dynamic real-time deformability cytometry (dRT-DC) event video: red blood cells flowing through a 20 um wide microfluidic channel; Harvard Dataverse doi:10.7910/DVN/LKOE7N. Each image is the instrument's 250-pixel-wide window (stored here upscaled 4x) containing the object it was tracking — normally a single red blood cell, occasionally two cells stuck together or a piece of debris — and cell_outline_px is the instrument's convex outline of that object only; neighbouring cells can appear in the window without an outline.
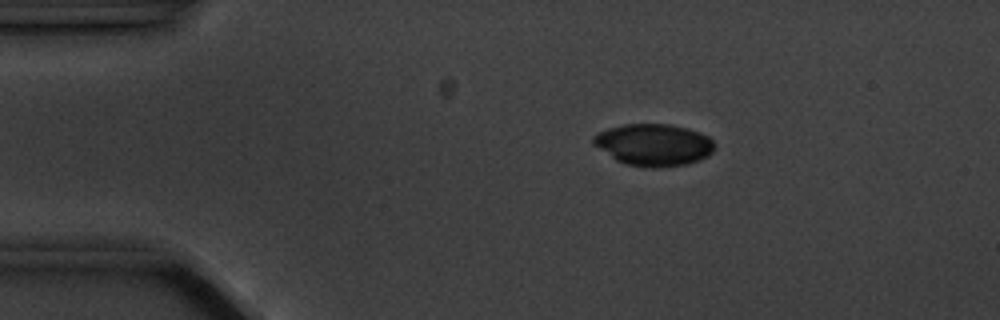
{"species": "common noctule bat (a hibernating species)", "species_latin": "Nyctalus noctula", "temperature_condition": "cold", "stored_images_in_passage": 6, "camera_frame_rate_fps": 3000, "um_per_image_px": 0.085, "animal": {"sex": "male", "body_mass_g": 20.1, "forearm_length_mm": 53.5}, "frame": {"image": 1, "passage_image": 3, "time_ms": 2.333, "image_size_px": [1000, 320], "cell_outline_px": [[716, 144], [712, 152], [708, 156], [700, 160], [688, 164], [656, 168], [652, 168], [624, 164], [616, 160], [592, 144], [592, 136], [608, 128], [624, 124], [668, 124], [684, 128], [708, 136]], "centroid_in_image_um": [55.55, 12.32], "position_along_channel_um": 29.5, "area_um2": 29.65}}